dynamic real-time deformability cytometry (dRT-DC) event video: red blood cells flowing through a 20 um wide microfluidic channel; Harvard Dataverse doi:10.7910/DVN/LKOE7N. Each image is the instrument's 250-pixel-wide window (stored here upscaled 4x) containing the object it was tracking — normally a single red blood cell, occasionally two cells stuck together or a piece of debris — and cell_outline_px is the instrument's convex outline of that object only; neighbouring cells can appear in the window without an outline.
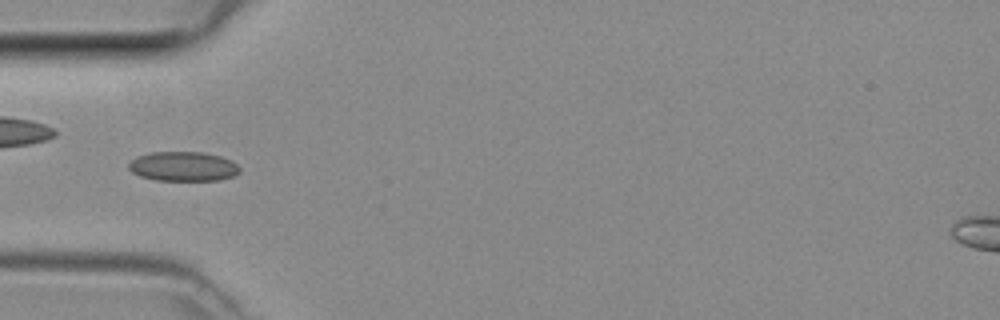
{"species": "common noctule bat (a hibernating species)", "species_latin": "Nyctalus noctula", "temperature_condition": "room temperature", "stored_images_in_passage": 4, "camera_frame_rate_fps": 3000, "um_per_image_px": 0.085, "animal": {"sex": "female", "body_mass_g": 29.2, "forearm_length_mm": 56.3}, "frame": {"image": 1, "passage_image": 3, "time_ms": 0.667, "image_size_px": [1000, 320], "cell_outline_px": [[240, 172], [232, 176], [220, 180], [156, 180], [140, 176], [132, 172], [128, 168], [128, 164], [136, 156], [148, 152], [204, 152], [220, 156], [232, 160], [240, 168]], "centroid_in_image_um": [15.56, 14.13], "position_along_channel_um": 69.4, "area_um2": 19.19}}
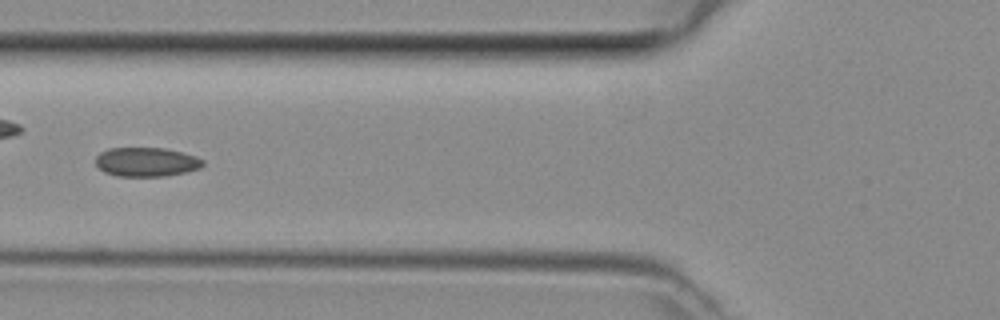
{"frame": {"image": 2, "passage_image": 4, "time_ms": 1.0, "image_size_px": [1000, 320], "cell_outline_px": [[204, 164], [200, 168], [184, 172], [164, 176], [116, 176], [104, 172], [96, 164], [96, 156], [100, 152], [108, 148], [164, 148], [196, 156], [204, 160]], "centroid_in_image_um": [12.43, 13.76], "position_along_channel_um": 113.4, "area_um2": 18.15}}